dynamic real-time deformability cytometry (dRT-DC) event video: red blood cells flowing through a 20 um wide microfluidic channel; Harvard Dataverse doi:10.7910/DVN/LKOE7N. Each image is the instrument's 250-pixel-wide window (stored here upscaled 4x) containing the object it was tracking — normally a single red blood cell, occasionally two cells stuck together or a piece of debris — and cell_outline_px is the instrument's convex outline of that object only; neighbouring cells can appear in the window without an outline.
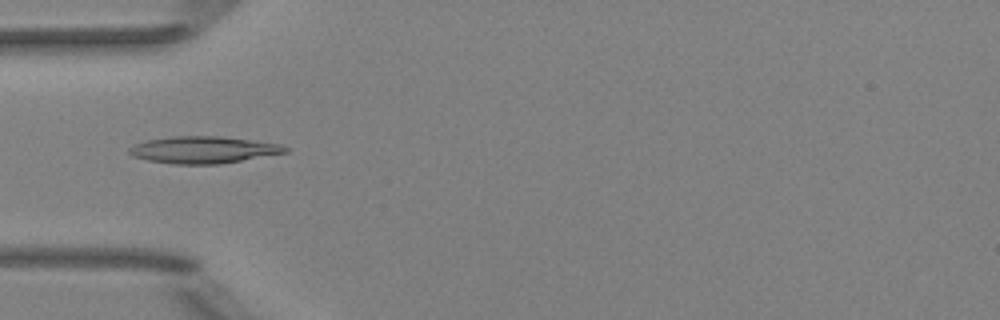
{"species": "Egyptian fruit bat (a non-hibernating species)", "species_latin": "Rousettus aegyptiacus", "temperature_condition": "room temperature", "stored_images_in_passage": 52, "camera_frame_rate_fps": 3000, "um_per_image_px": 0.085, "animal": {"sex": "female"}, "frame": {"image": 1, "passage_image": 17, "time_ms": 5.333, "image_size_px": [1000, 320], "cell_outline_px": [[288, 152], [220, 164], [172, 164], [148, 160], [132, 156], [128, 152], [128, 148], [144, 140], [172, 136], [220, 136], [280, 144], [288, 148]], "centroid_in_image_um": [17.25, 12.73], "position_along_channel_um": 67.8, "area_um2": 24.45}}
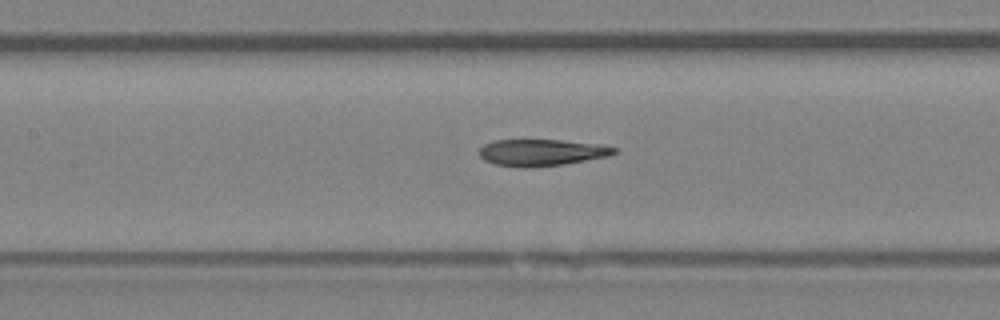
{"frame": {"image": 2, "passage_image": 24, "time_ms": 7.667, "image_size_px": [1000, 320], "cell_outline_px": [[616, 152], [612, 156], [564, 164], [532, 168], [524, 168], [496, 164], [484, 160], [476, 152], [484, 144], [492, 140], [564, 140], [604, 144], [616, 148]], "centroid_in_image_um": [46.06, 12.96], "position_along_channel_um": 161.3, "area_um2": 21.39}}
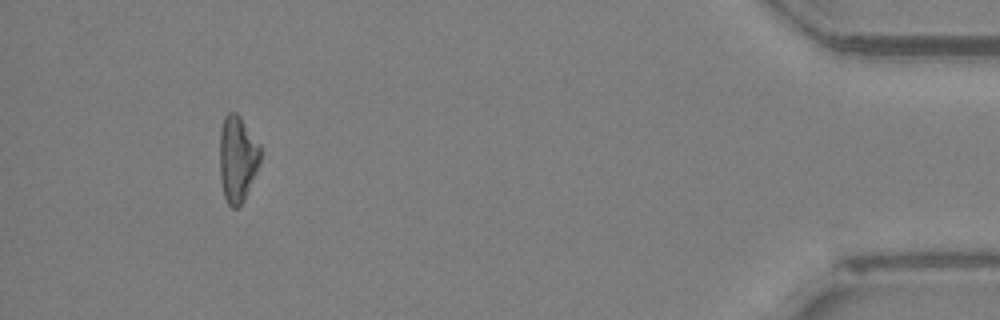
{"frame": {"image": 3, "passage_image": 48, "time_ms": 15.667, "image_size_px": [1000, 320], "cell_outline_px": [[260, 160], [256, 172], [244, 200], [236, 208], [232, 208], [228, 204], [224, 196], [220, 180], [220, 128], [224, 116], [228, 112], [236, 112], [240, 116], [260, 144]], "centroid_in_image_um": [20.17, 13.47], "position_along_channel_um": 415.0, "area_um2": 20.52}, "authors_computed_cell_mechanics": {"area_um2": 22.0218, "velocity_mm_per_s": 4.0285, "shape_relaxation_time_tau1_ms": null, "shape_relaxation_time_tau2_ms": 6.3918, "deformation_change_tau1": null, "deformation_change_tau2": 0.1568}}